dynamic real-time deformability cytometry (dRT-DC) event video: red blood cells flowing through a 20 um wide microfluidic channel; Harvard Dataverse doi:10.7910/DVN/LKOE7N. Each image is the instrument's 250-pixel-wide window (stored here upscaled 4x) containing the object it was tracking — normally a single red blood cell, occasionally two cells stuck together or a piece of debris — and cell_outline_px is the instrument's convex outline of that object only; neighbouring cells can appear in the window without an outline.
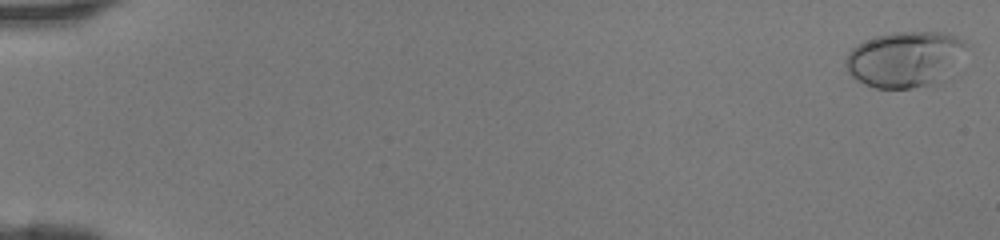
{"species": "human", "species_latin": "Homo sapiens", "temperature_condition": "room temperature", "stored_images_in_passage": 46, "camera_frame_rate_fps": 3000, "um_per_image_px": 0.085, "donor": {"sex": "female"}, "frame": {"image": 1, "passage_image": 1, "time_ms": 0.0, "image_size_px": [1000, 240], "cell_outline_px": [[972, 44], [928, 84], [912, 88], [876, 88], [864, 84], [856, 80], [848, 72], [844, 64], [848, 52], [856, 44], [864, 40], [876, 36], [892, 32], [944, 32], [956, 36]], "centroid_in_image_um": [76.78, 4.97], "position_along_channel_um": 8.2, "area_um2": 38.03}}
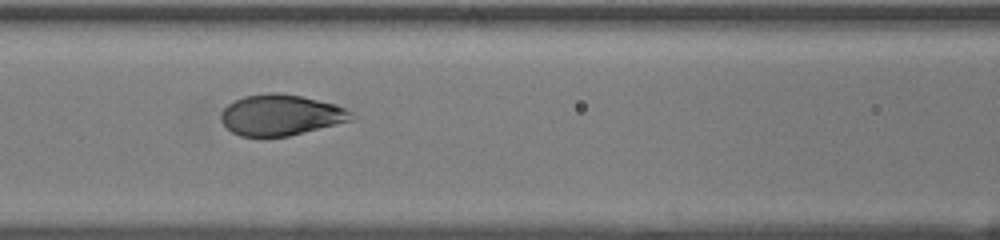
{"frame": {"image": 2, "passage_image": 22, "time_ms": 7.0, "image_size_px": [1000, 240], "cell_outline_px": [[356, 116], [352, 120], [288, 136], [264, 140], [240, 136], [232, 132], [220, 120], [220, 112], [228, 104], [244, 96], [268, 92], [276, 92], [300, 96], [336, 104], [352, 112]], "centroid_in_image_um": [23.83, 9.81], "position_along_channel_um": 142.8, "area_um2": 31.62}}
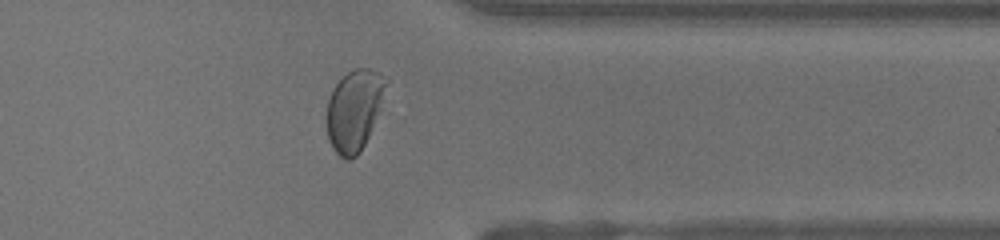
{"frame": {"image": 3, "passage_image": 38, "time_ms": 12.333, "image_size_px": [1000, 240], "cell_outline_px": [[388, 80], [368, 136], [360, 152], [356, 156], [348, 160], [344, 160], [332, 148], [328, 140], [324, 116], [328, 100], [332, 88], [348, 72], [356, 68], [368, 68], [380, 72]], "centroid_in_image_um": [30.04, 9.37], "position_along_channel_um": 381.4, "area_um2": 27.86}}